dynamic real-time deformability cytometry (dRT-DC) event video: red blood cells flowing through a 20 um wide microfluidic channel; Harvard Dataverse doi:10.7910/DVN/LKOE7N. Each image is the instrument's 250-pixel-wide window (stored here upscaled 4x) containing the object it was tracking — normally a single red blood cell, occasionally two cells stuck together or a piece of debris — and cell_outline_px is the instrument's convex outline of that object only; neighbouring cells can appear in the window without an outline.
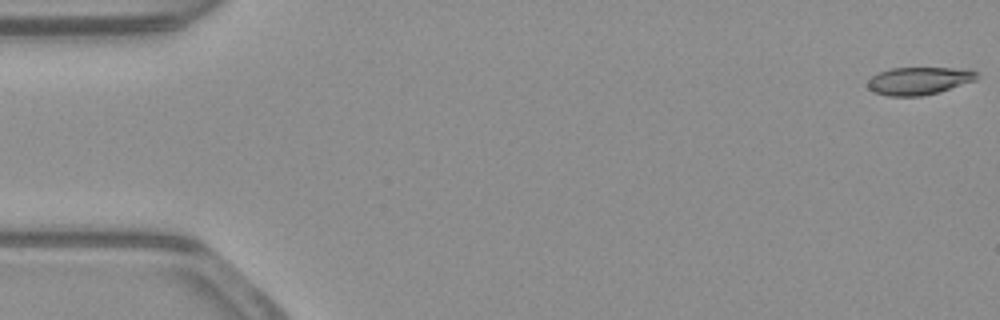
{"species": "common noctule bat (a hibernating species)", "species_latin": "Nyctalus noctula", "temperature_condition": "warm", "stored_images_in_passage": 53, "camera_frame_rate_fps": 3000, "um_per_image_px": 0.085, "animal": {"sex": "male", "body_mass_g": 23.1, "forearm_length_mm": 52.7}, "frame": {"image": 1, "passage_image": 1, "time_ms": 0.0, "image_size_px": [1000, 320], "cell_outline_px": [[980, 76], [976, 80], [940, 92], [920, 96], [888, 96], [872, 92], [868, 88], [868, 80], [872, 76], [880, 72], [892, 68], [952, 68], [976, 72]], "centroid_in_image_um": [78.09, 6.88], "position_along_channel_um": 6.9, "area_um2": 17.51}}
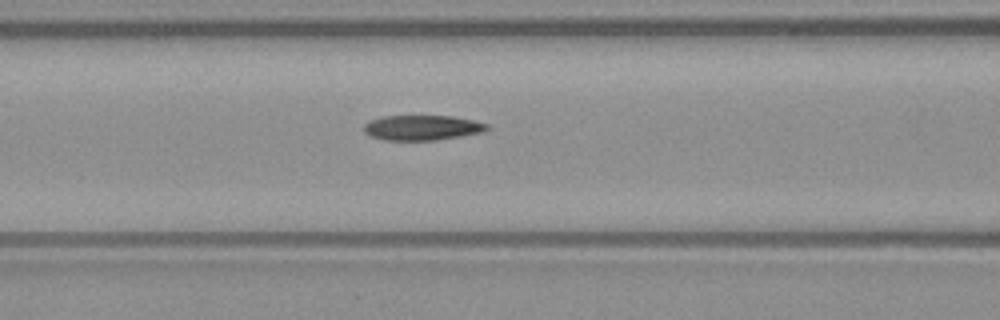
{"frame": {"image": 2, "passage_image": 22, "time_ms": 7.0, "image_size_px": [1000, 320], "cell_outline_px": [[492, 128], [484, 132], [436, 140], [384, 140], [372, 136], [364, 132], [364, 124], [368, 120], [380, 116], [452, 116], [472, 120], [488, 124]], "centroid_in_image_um": [35.89, 10.85], "position_along_channel_um": 130.7, "area_um2": 18.09}}
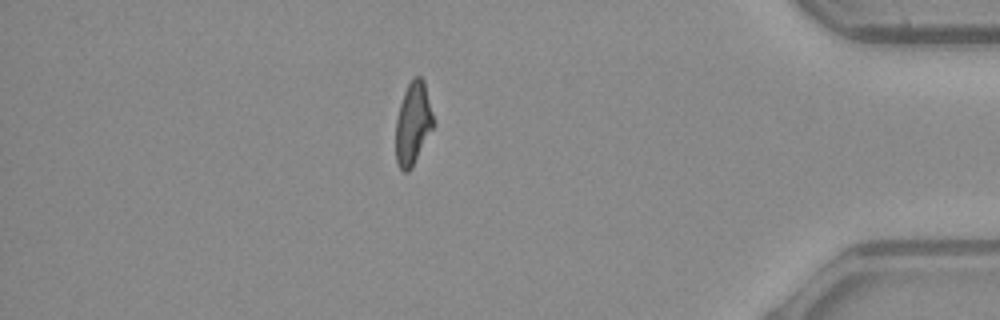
{"frame": {"image": 3, "passage_image": 46, "time_ms": 15.0, "image_size_px": [1000, 320], "cell_outline_px": [[436, 124], [412, 168], [408, 172], [404, 172], [400, 168], [396, 160], [396, 120], [400, 104], [404, 92], [412, 76], [420, 76], [424, 80]], "centroid_in_image_um": [35.13, 10.49], "position_along_channel_um": 400.1, "area_um2": 18.44}, "authors_computed_cell_mechanics": {"area_um2": 18.6116, "velocity_mm_per_s": 3.9076, "shape_relaxation_time_tau1_ms": null, "shape_relaxation_time_tau2_ms": 3.9596, "deformation_change_tau1": null, "deformation_change_tau2": 0.1233}}